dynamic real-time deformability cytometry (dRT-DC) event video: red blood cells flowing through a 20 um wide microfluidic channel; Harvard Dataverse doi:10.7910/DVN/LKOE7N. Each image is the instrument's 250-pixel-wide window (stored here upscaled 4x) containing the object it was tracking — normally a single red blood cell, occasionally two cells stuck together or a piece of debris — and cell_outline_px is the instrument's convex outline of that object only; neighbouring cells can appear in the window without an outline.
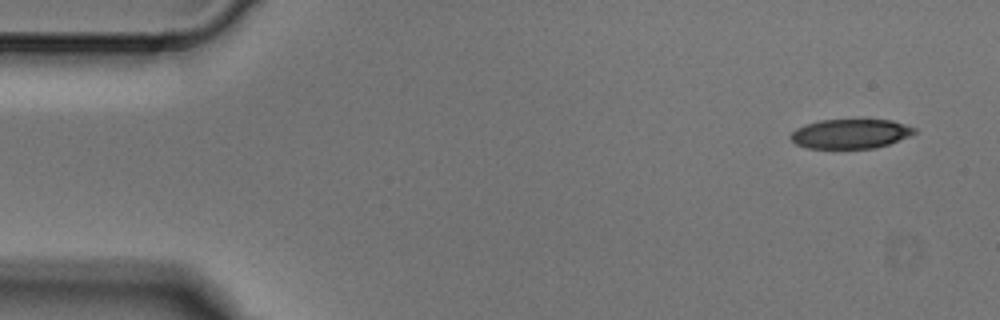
{"species": "Egyptian fruit bat (a non-hibernating species)", "species_latin": "Rousettus aegyptiacus", "temperature_condition": "cold", "stored_images_in_passage": 4, "camera_frame_rate_fps": 3000, "um_per_image_px": 0.085, "animal": {"sex": "male"}, "frame": {"image": 1, "passage_image": 1, "time_ms": 0.0, "image_size_px": [1000, 320], "cell_outline_px": [[916, 132], [908, 136], [888, 144], [876, 148], [808, 148], [796, 144], [788, 136], [796, 128], [804, 124], [820, 120], [892, 120], [916, 128]], "centroid_in_image_um": [72.25, 11.37], "position_along_channel_um": 12.7, "area_um2": 21.15}}